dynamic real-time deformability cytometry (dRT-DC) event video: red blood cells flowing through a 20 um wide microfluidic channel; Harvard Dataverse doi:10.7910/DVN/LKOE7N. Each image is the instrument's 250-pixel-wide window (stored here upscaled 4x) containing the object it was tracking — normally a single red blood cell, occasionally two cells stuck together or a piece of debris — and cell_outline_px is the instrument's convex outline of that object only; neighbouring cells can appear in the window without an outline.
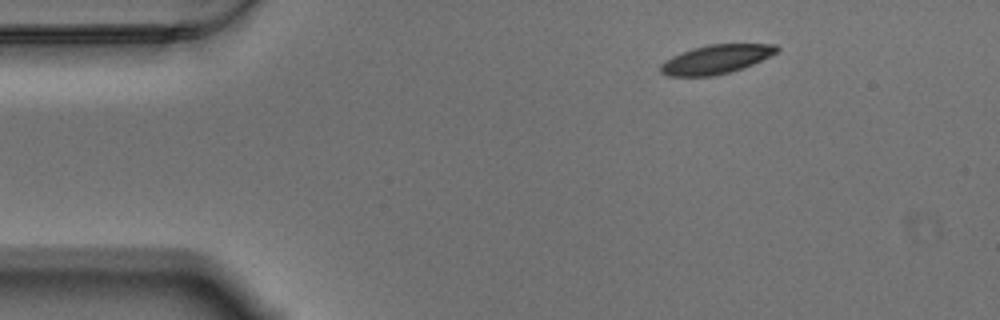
{"species": "Egyptian fruit bat (a non-hibernating species)", "species_latin": "Rousettus aegyptiacus", "temperature_condition": "warm", "stored_images_in_passage": 51, "camera_frame_rate_fps": 3000, "um_per_image_px": 0.085, "animal": {"sex": "male"}, "frame": {"image": 1, "passage_image": 1, "time_ms": 0.0, "image_size_px": [1000, 320], "cell_outline_px": [[780, 48], [776, 52], [752, 64], [728, 72], [712, 76], [668, 76], [660, 72], [660, 64], [664, 60], [672, 56], [692, 48], [708, 44], [776, 44]], "centroid_in_image_um": [60.81, 5.03], "position_along_channel_um": 24.2, "area_um2": 19.36}}
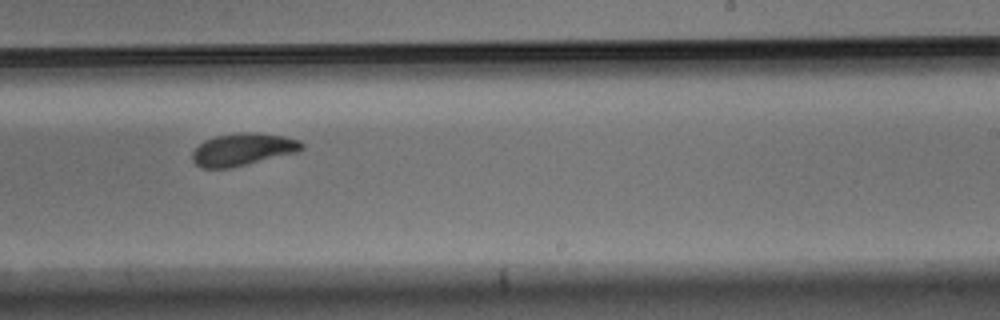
{"frame": {"image": 2, "passage_image": 28, "time_ms": 9.0, "image_size_px": [1000, 320], "cell_outline_px": [[304, 148], [296, 152], [228, 168], [200, 168], [192, 160], [192, 152], [204, 140], [216, 136], [244, 132], [252, 132], [284, 136], [300, 140], [304, 144]], "centroid_in_image_um": [20.62, 12.69], "position_along_channel_um": 268.4, "area_um2": 20.35}}
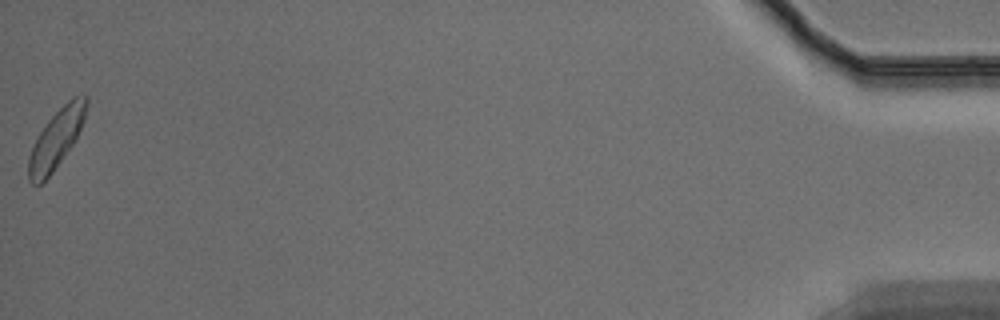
{"frame": {"image": 3, "passage_image": 51, "time_ms": 16.667, "image_size_px": [1000, 320], "cell_outline_px": [[88, 104], [84, 120], [72, 144], [52, 172], [40, 184], [32, 184], [28, 180], [28, 156], [36, 136], [48, 120], [72, 96], [84, 92], [88, 96]], "centroid_in_image_um": [4.78, 11.75], "position_along_channel_um": 430.4, "area_um2": 19.71}, "authors_computed_cell_mechanics": {"area_um2": 20.2878, "velocity_mm_per_s": 3.4336, "shape_relaxation_time_tau1_ms": 3.6905, "shape_relaxation_time_tau2_ms": 4.3548, "deformation_change_tau1": 0.1197, "deformation_change_tau2": 0.0959}}